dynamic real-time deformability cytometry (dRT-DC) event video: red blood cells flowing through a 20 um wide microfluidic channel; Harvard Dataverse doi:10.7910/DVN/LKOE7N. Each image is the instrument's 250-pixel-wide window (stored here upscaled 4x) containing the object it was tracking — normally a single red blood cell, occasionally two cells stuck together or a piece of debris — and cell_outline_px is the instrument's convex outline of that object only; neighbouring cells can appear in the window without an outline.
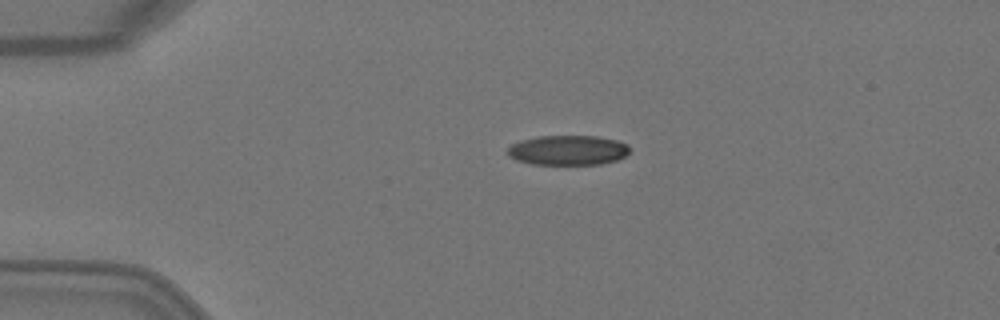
{"species": "Egyptian fruit bat (a non-hibernating species)", "species_latin": "Rousettus aegyptiacus", "temperature_condition": "warm", "stored_images_in_passage": 2, "camera_frame_rate_fps": 3000, "um_per_image_px": 0.085, "animal": {"sex": "female"}, "frame": {"image": 1, "passage_image": 1, "time_ms": 0.0, "image_size_px": [1000, 320], "cell_outline_px": [[628, 152], [624, 156], [616, 160], [600, 164], [532, 164], [516, 160], [508, 156], [508, 148], [512, 144], [520, 140], [536, 136], [596, 136], [616, 140], [628, 144]], "centroid_in_image_um": [48.24, 12.76], "position_along_channel_um": 36.8, "area_um2": 21.15}}